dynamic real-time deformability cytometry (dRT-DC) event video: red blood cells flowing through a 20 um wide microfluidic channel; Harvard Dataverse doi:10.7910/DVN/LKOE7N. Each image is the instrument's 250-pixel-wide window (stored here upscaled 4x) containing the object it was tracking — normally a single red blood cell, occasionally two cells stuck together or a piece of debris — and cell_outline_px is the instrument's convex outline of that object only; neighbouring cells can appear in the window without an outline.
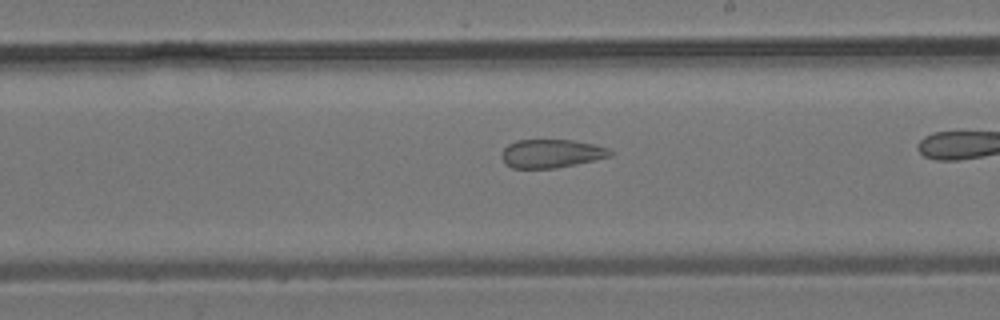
{"species": "common noctule bat (a hibernating species)", "species_latin": "Nyctalus noctula", "temperature_condition": "room temperature", "stored_images_in_passage": 22, "camera_frame_rate_fps": 3000, "um_per_image_px": 0.085, "animal": {"sex": "male", "body_mass_g": 19.2, "forearm_length_mm": 51.8}, "frame": {"image": 1, "passage_image": 13, "time_ms": 4.0, "image_size_px": [1000, 320], "cell_outline_px": [[612, 156], [576, 164], [556, 168], [512, 168], [504, 164], [500, 156], [504, 148], [508, 144], [516, 140], [572, 140], [592, 144], [608, 148], [612, 152]], "centroid_in_image_um": [46.82, 13.05], "position_along_channel_um": 242.2, "area_um2": 18.03}}
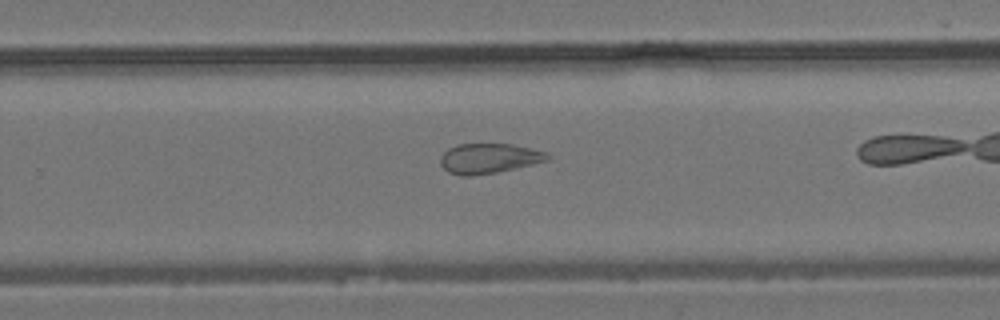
{"frame": {"image": 2, "passage_image": 16, "time_ms": 5.0, "image_size_px": [1000, 320], "cell_outline_px": [[552, 156], [548, 160], [532, 164], [496, 172], [468, 176], [460, 176], [448, 172], [440, 164], [440, 156], [448, 148], [456, 144], [512, 144], [548, 152]], "centroid_in_image_um": [41.54, 13.45], "position_along_channel_um": 288.3, "area_um2": 18.73}}